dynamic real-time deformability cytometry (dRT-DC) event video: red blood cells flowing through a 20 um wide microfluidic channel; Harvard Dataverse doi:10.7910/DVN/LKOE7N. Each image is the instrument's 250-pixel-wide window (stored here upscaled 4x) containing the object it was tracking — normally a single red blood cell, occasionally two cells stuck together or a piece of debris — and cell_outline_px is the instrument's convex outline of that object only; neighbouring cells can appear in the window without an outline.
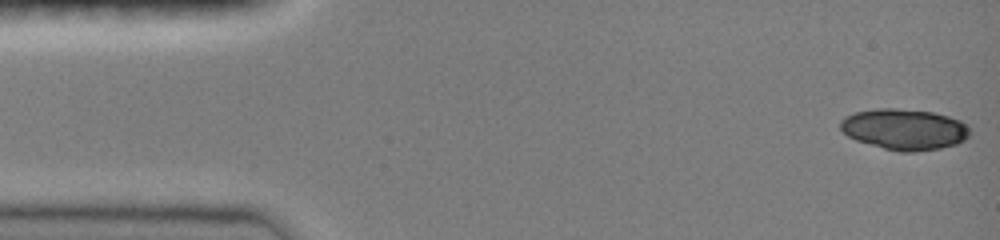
{"species": "common noctule bat (a hibernating species)", "species_latin": "Nyctalus noctula", "temperature_condition": "room temperature", "stored_images_in_passage": 8, "camera_frame_rate_fps": 3000, "um_per_image_px": 0.085, "animal": {"sex": "female", "body_mass_g": 19.0, "forearm_length_mm": 51.5}, "frame": {"image": 1, "passage_image": 1, "time_ms": 0.0, "image_size_px": [1000, 240], "cell_outline_px": [[972, 132], [964, 140], [956, 144], [940, 148], [916, 152], [900, 152], [884, 148], [856, 140], [848, 136], [840, 128], [840, 120], [844, 116], [856, 112], [876, 108], [896, 108], [932, 112], [948, 116], [960, 120]], "centroid_in_image_um": [76.86, 10.99], "position_along_channel_um": 8.1, "area_um2": 30.87}}